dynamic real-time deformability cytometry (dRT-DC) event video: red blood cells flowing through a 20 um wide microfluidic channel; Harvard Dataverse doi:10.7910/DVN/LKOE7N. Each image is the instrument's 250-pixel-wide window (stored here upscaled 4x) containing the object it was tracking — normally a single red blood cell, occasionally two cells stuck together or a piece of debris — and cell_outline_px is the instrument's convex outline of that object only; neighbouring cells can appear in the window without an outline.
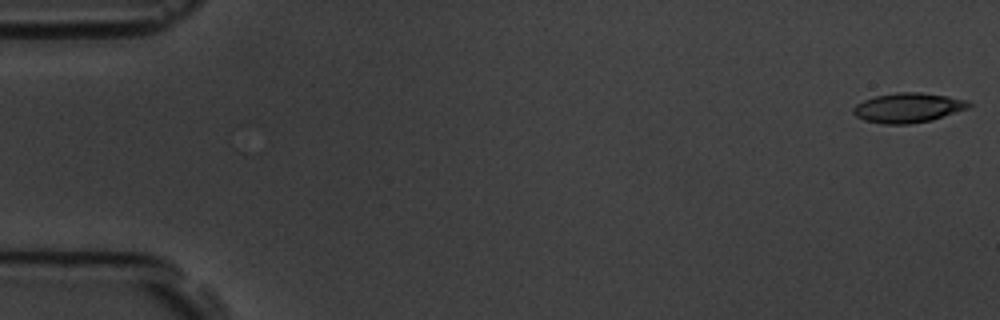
{"species": "common noctule bat (a hibernating species)", "species_latin": "Nyctalus noctula", "temperature_condition": "room temperature", "stored_images_in_passage": 6, "camera_frame_rate_fps": 3000, "um_per_image_px": 0.085, "animal": {"sex": "male", "body_mass_g": 19.5, "forearm_length_mm": 54.6}, "frame": {"image": 1, "passage_image": 1, "time_ms": 0.0, "image_size_px": [1000, 320], "cell_outline_px": [[972, 104], [968, 108], [932, 120], [908, 124], [884, 124], [864, 120], [856, 116], [852, 112], [852, 108], [856, 104], [864, 100], [876, 96], [896, 92], [920, 92], [948, 96], [968, 100]], "centroid_in_image_um": [77.18, 9.15], "position_along_channel_um": 7.8, "area_um2": 20.0}}
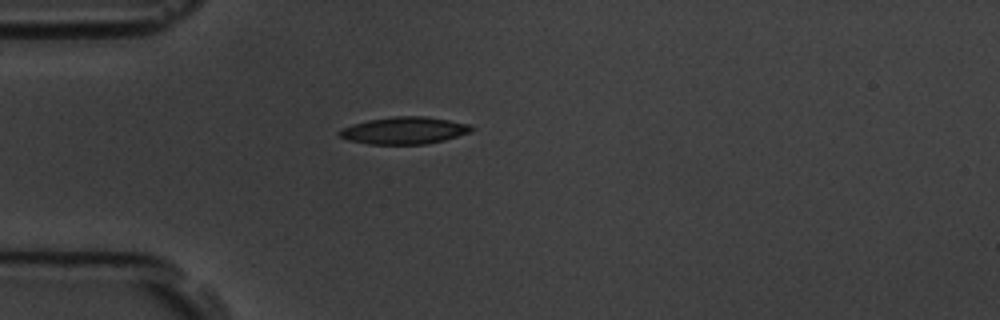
{"frame": {"image": 2, "passage_image": 5, "time_ms": 4.667, "image_size_px": [1000, 320], "cell_outline_px": [[476, 128], [472, 132], [444, 140], [428, 144], [368, 144], [348, 140], [340, 136], [336, 132], [352, 124], [368, 120], [392, 116], [424, 116], [472, 124]], "centroid_in_image_um": [34.41, 11.09], "position_along_channel_um": 50.6, "area_um2": 21.04}}